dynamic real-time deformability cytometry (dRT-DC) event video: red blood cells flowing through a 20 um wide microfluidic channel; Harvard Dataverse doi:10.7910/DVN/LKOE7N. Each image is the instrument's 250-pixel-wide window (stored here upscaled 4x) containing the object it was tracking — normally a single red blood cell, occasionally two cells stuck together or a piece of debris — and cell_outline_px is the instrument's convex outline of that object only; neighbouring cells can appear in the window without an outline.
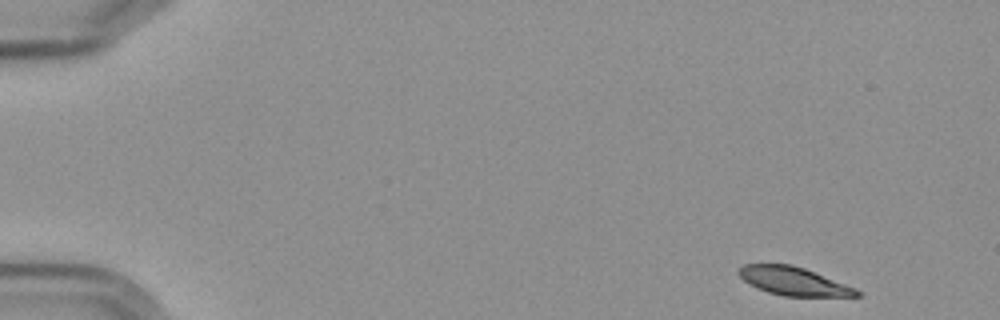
{"species": "Egyptian fruit bat (a non-hibernating species)", "species_latin": "Rousettus aegyptiacus", "temperature_condition": "cold", "stored_images_in_passage": 4, "camera_frame_rate_fps": 3000, "um_per_image_px": 0.085, "frame": {"image": 1, "passage_image": 1, "time_ms": 0.0, "image_size_px": [1000, 320], "cell_outline_px": [[860, 296], [784, 296], [768, 292], [756, 288], [744, 280], [736, 272], [744, 264], [792, 264], [804, 268], [856, 288], [860, 292]], "centroid_in_image_um": [67.43, 23.9], "position_along_channel_um": 17.6, "area_um2": 19.31}}
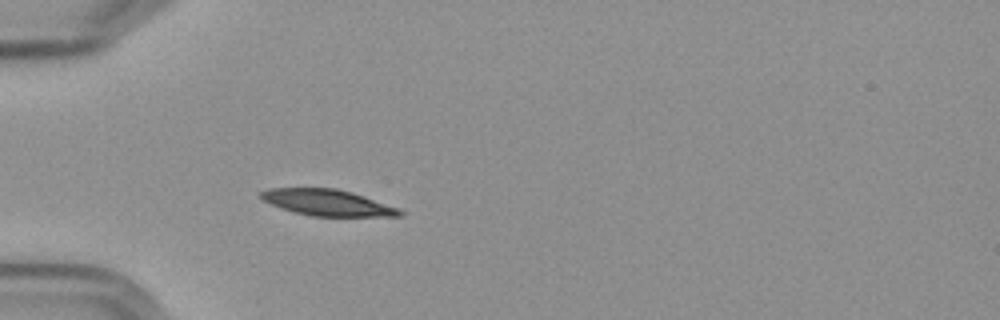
{"frame": {"image": 2, "passage_image": 4, "time_ms": 4.333, "image_size_px": [1000, 320], "cell_outline_px": [[404, 216], [312, 216], [280, 208], [264, 200], [260, 196], [260, 192], [268, 188], [336, 188], [352, 192], [400, 208], [404, 212]], "centroid_in_image_um": [27.87, 17.22], "position_along_channel_um": 57.1, "area_um2": 21.15}}